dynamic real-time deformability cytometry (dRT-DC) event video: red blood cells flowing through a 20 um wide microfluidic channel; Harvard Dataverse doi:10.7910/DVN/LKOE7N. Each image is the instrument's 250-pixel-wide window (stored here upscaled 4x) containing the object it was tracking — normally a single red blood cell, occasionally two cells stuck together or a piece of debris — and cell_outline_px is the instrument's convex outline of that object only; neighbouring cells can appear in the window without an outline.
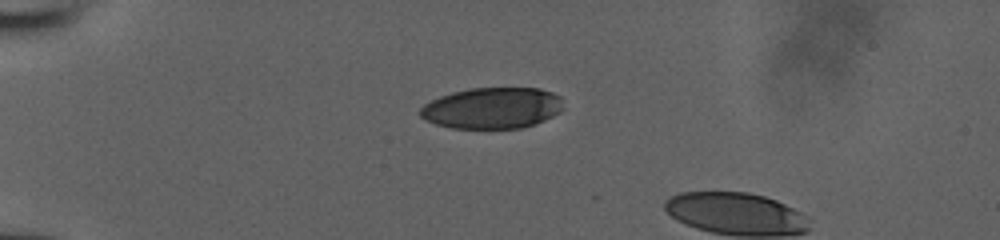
{"species": "human", "species_latin": "Homo sapiens", "temperature_condition": "room temperature", "stored_images_in_passage": 4, "camera_frame_rate_fps": 3000, "um_per_image_px": 0.085, "donor": {"sex": "male"}, "frame": {"image": 1, "passage_image": 1, "time_ms": 0.0, "image_size_px": [1000, 240], "cell_outline_px": [[564, 108], [560, 112], [544, 120], [520, 128], [452, 128], [436, 124], [424, 120], [420, 116], [420, 108], [424, 104], [440, 96], [452, 92], [468, 88], [540, 88], [552, 92], [560, 96]], "centroid_in_image_um": [41.83, 9.17], "position_along_channel_um": 43.2, "area_um2": 34.39}}